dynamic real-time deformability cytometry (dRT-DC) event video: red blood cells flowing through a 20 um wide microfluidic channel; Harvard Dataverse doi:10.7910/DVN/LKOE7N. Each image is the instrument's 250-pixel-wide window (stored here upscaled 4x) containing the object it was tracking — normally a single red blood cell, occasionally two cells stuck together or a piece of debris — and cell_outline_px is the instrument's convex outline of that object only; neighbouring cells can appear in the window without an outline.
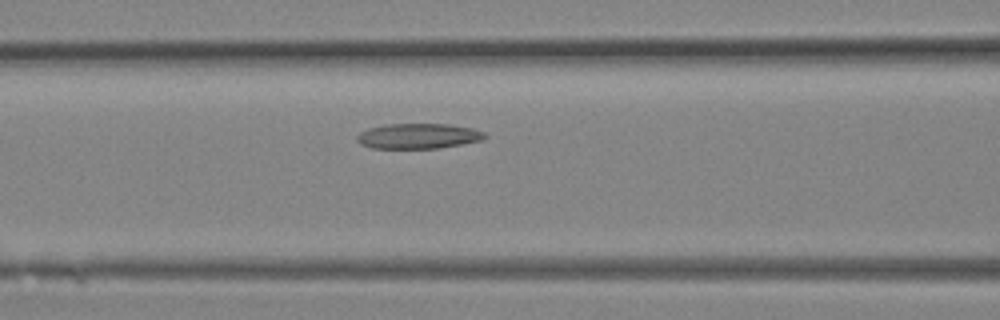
{"species": "Egyptian fruit bat (a non-hibernating species)", "species_latin": "Rousettus aegyptiacus", "temperature_condition": "room temperature", "stored_images_in_passage": 7, "camera_frame_rate_fps": 3000, "um_per_image_px": 0.085, "animal": {"sex": "female"}, "frame": {"image": 1, "passage_image": 5, "time_ms": 1.333, "image_size_px": [1000, 320], "cell_outline_px": [[488, 136], [480, 140], [460, 144], [436, 148], [372, 148], [360, 144], [356, 140], [356, 136], [360, 132], [368, 128], [388, 124], [448, 124], [472, 128], [484, 132]], "centroid_in_image_um": [35.52, 11.56], "position_along_channel_um": 131.1, "area_um2": 18.67}}
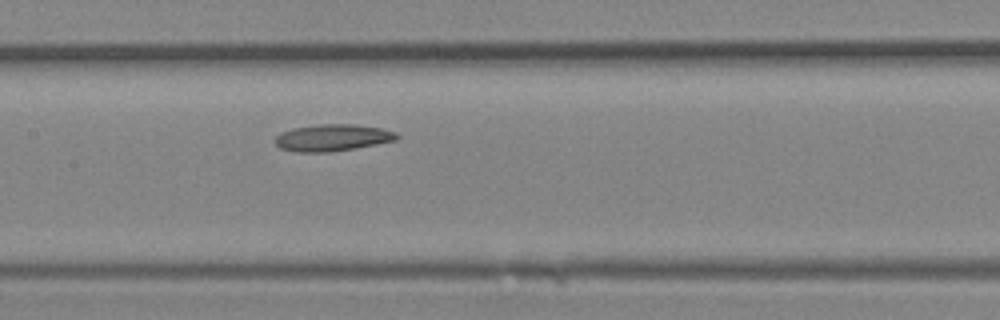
{"frame": {"image": 2, "passage_image": 7, "time_ms": 2.0, "image_size_px": [1000, 320], "cell_outline_px": [[400, 136], [396, 140], [376, 144], [332, 152], [292, 152], [280, 148], [272, 140], [280, 132], [292, 128], [320, 124], [356, 124], [380, 128], [396, 132]], "centroid_in_image_um": [28.21, 11.7], "position_along_channel_um": 179.2, "area_um2": 19.19}}